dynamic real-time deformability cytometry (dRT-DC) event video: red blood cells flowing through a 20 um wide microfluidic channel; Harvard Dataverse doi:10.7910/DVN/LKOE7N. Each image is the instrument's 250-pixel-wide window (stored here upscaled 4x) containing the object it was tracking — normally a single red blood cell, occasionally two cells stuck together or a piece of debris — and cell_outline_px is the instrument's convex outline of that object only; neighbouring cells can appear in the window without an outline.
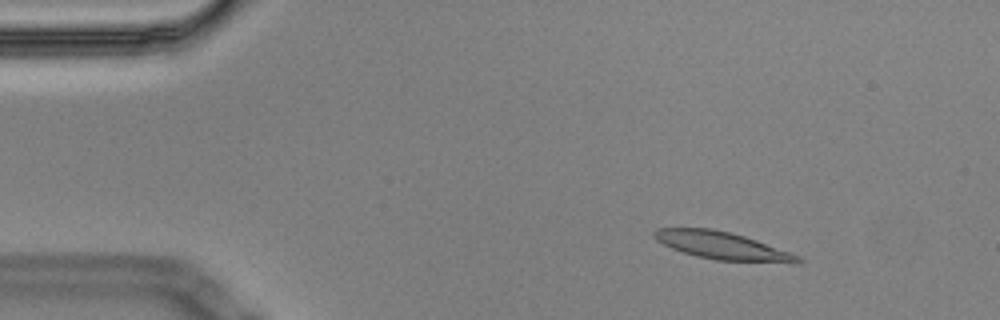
{"species": "Egyptian fruit bat (a non-hibernating species)", "species_latin": "Rousettus aegyptiacus", "temperature_condition": "cold", "stored_images_in_passage": 3, "camera_frame_rate_fps": 3000, "um_per_image_px": 0.085, "animal": {"sex": "male"}, "frame": {"image": 1, "passage_image": 1, "time_ms": 0.0, "image_size_px": [1000, 320], "cell_outline_px": [[804, 260], [800, 264], [792, 264], [716, 260], [696, 256], [672, 248], [656, 240], [652, 236], [652, 232], [656, 228], [712, 228], [744, 236], [756, 240], [800, 256]], "centroid_in_image_um": [61.44, 20.9], "position_along_channel_um": 23.6, "area_um2": 23.29}}